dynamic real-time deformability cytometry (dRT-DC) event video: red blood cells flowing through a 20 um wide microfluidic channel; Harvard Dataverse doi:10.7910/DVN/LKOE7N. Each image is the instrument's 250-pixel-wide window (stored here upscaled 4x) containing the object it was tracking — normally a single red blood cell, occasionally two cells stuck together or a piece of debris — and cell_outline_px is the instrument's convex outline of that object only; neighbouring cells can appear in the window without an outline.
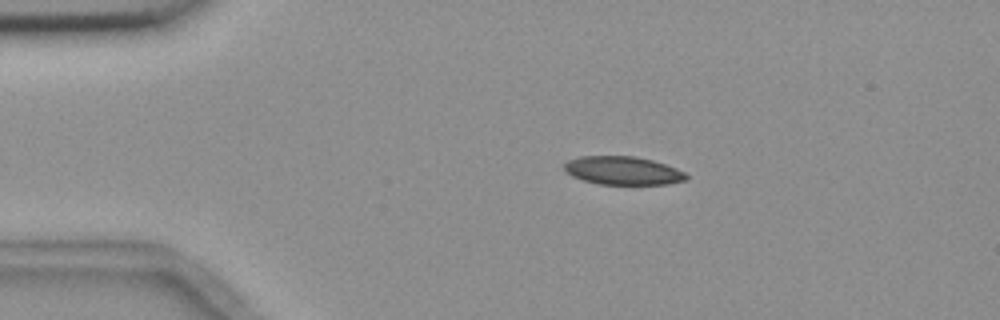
{"species": "common noctule bat (a hibernating species)", "species_latin": "Nyctalus noctula", "temperature_condition": "room temperature", "stored_images_in_passage": 5, "camera_frame_rate_fps": 3000, "um_per_image_px": 0.085, "animal": {"sex": "female", "body_mass_g": 18.4}, "frame": {"image": 1, "passage_image": 1, "time_ms": 0.0, "image_size_px": [1000, 320], "cell_outline_px": [[688, 180], [668, 184], [600, 184], [584, 180], [572, 176], [564, 168], [564, 164], [568, 160], [580, 156], [636, 156], [652, 160], [676, 168], [684, 172], [688, 176]], "centroid_in_image_um": [52.97, 14.5], "position_along_channel_um": 32.0, "area_um2": 20.06}}
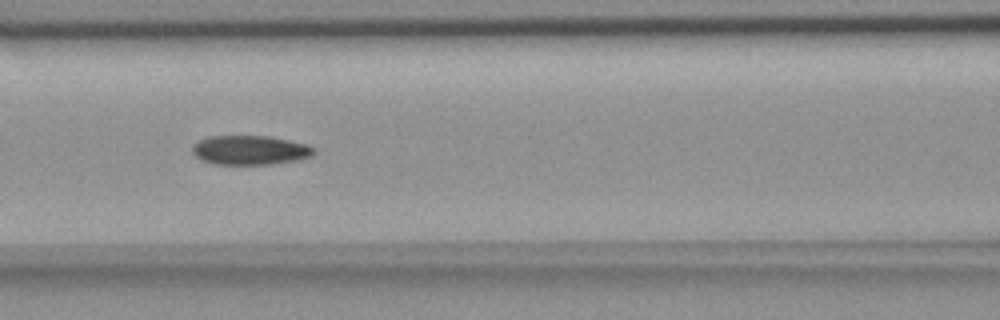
{"frame": {"image": 2, "passage_image": 5, "time_ms": 4.333, "image_size_px": [1000, 320], "cell_outline_px": [[316, 152], [312, 156], [296, 160], [272, 164], [212, 164], [200, 160], [192, 152], [192, 144], [208, 136], [268, 136], [308, 144]], "centroid_in_image_um": [21.22, 12.76], "position_along_channel_um": 145.4, "area_um2": 20.81}}